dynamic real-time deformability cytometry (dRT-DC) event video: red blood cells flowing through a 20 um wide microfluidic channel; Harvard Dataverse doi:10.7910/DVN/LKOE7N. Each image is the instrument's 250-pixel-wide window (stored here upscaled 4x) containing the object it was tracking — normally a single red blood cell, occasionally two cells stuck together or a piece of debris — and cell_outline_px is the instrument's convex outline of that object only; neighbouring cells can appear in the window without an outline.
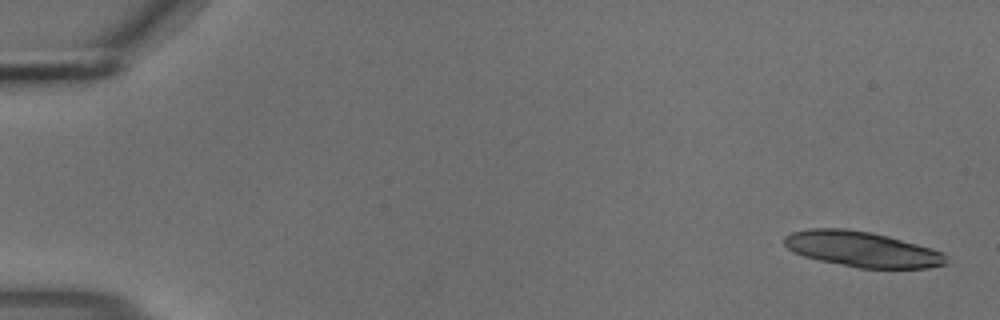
{"species": "common noctule bat (a hibernating species)", "species_latin": "Nyctalus noctula", "temperature_condition": "cold", "stored_images_in_passage": 54, "segment_of_instrument_passage": [1, 2], "camera_frame_rate_fps": 3000, "um_per_image_px": 0.085, "animal": {"sex": "male", "body_mass_g": 18.8}, "frame": {"image": 1, "passage_image": 1, "time_ms": 0.0, "image_size_px": [1000, 320], "cell_outline_px": [[948, 264], [928, 268], [860, 268], [820, 260], [804, 256], [792, 252], [784, 244], [784, 236], [792, 232], [808, 228], [844, 228], [872, 232], [888, 236], [944, 252]], "centroid_in_image_um": [73.26, 21.17], "position_along_channel_um": 11.7, "area_um2": 33.41}}